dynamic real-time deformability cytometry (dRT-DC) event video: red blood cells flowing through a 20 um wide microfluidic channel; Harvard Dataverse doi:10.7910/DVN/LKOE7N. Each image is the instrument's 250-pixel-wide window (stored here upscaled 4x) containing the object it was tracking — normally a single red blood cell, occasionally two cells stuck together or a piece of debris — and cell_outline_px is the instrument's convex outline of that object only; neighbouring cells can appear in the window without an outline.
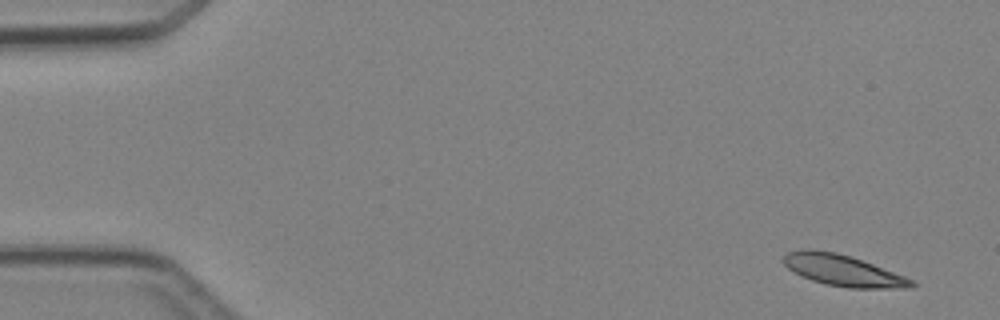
{"species": "Egyptian fruit bat (a non-hibernating species)", "species_latin": "Rousettus aegyptiacus", "temperature_condition": "cold", "stored_images_in_passage": 4, "camera_frame_rate_fps": 3000, "um_per_image_px": 0.085, "animal": {"sex": "female"}, "frame": {"image": 1, "passage_image": 1, "time_ms": 0.0, "image_size_px": [1000, 320], "cell_outline_px": [[916, 284], [912, 288], [848, 288], [824, 284], [800, 276], [788, 268], [784, 264], [784, 256], [788, 252], [804, 248], [812, 248], [836, 252], [852, 256], [904, 276], [912, 280]], "centroid_in_image_um": [71.62, 22.98], "position_along_channel_um": 13.4, "area_um2": 23.41}}
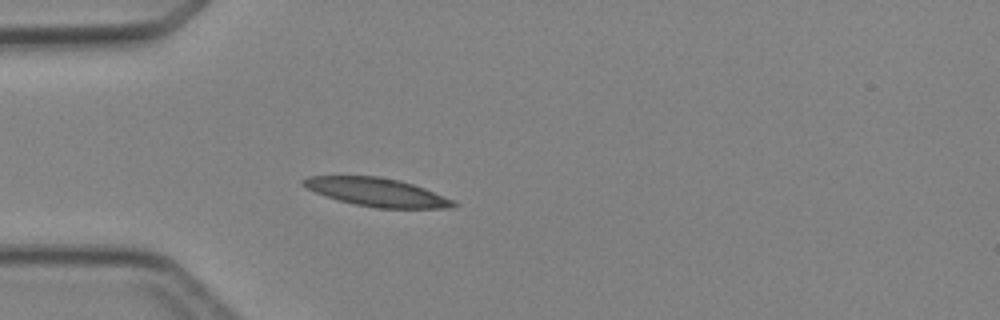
{"frame": {"image": 2, "passage_image": 4, "time_ms": 3.667, "image_size_px": [1000, 320], "cell_outline_px": [[460, 204], [452, 208], [376, 208], [356, 204], [340, 200], [316, 192], [300, 184], [300, 180], [308, 176], [380, 176], [400, 180], [424, 188], [452, 200]], "centroid_in_image_um": [32.04, 16.33], "position_along_channel_um": 53.0, "area_um2": 24.57}}